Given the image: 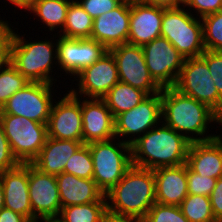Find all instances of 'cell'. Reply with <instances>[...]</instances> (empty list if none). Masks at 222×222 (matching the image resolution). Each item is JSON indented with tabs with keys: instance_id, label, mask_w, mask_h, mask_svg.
<instances>
[{
	"instance_id": "6da1fadb",
	"label": "cell",
	"mask_w": 222,
	"mask_h": 222,
	"mask_svg": "<svg viewBox=\"0 0 222 222\" xmlns=\"http://www.w3.org/2000/svg\"><path fill=\"white\" fill-rule=\"evenodd\" d=\"M161 110L162 122L189 142L209 141L220 135L217 131L216 134L207 133L212 123L222 126V119L207 105L181 93L175 87L162 89Z\"/></svg>"
},
{
	"instance_id": "7a4b0ae2",
	"label": "cell",
	"mask_w": 222,
	"mask_h": 222,
	"mask_svg": "<svg viewBox=\"0 0 222 222\" xmlns=\"http://www.w3.org/2000/svg\"><path fill=\"white\" fill-rule=\"evenodd\" d=\"M190 143L161 121L130 145L132 165L155 170L185 164Z\"/></svg>"
},
{
	"instance_id": "3957f363",
	"label": "cell",
	"mask_w": 222,
	"mask_h": 222,
	"mask_svg": "<svg viewBox=\"0 0 222 222\" xmlns=\"http://www.w3.org/2000/svg\"><path fill=\"white\" fill-rule=\"evenodd\" d=\"M105 196L108 212L143 220L156 203L154 171L132 165Z\"/></svg>"
},
{
	"instance_id": "277c9868",
	"label": "cell",
	"mask_w": 222,
	"mask_h": 222,
	"mask_svg": "<svg viewBox=\"0 0 222 222\" xmlns=\"http://www.w3.org/2000/svg\"><path fill=\"white\" fill-rule=\"evenodd\" d=\"M25 35L26 33L23 32V35H20L18 30H15L11 46V64L29 82L57 85L58 80L54 77L56 71H59V69H55L58 66L57 39H54L57 34H53L50 39L47 37L33 41H31L32 37L26 36L30 42ZM52 69L56 70L55 73Z\"/></svg>"
},
{
	"instance_id": "5b68a950",
	"label": "cell",
	"mask_w": 222,
	"mask_h": 222,
	"mask_svg": "<svg viewBox=\"0 0 222 222\" xmlns=\"http://www.w3.org/2000/svg\"><path fill=\"white\" fill-rule=\"evenodd\" d=\"M93 161V180L106 194L132 166L131 146L118 138L87 144Z\"/></svg>"
},
{
	"instance_id": "8992f818",
	"label": "cell",
	"mask_w": 222,
	"mask_h": 222,
	"mask_svg": "<svg viewBox=\"0 0 222 222\" xmlns=\"http://www.w3.org/2000/svg\"><path fill=\"white\" fill-rule=\"evenodd\" d=\"M161 37L173 44L185 59L199 57L205 51L202 20L185 6L163 8Z\"/></svg>"
},
{
	"instance_id": "52a82bcc",
	"label": "cell",
	"mask_w": 222,
	"mask_h": 222,
	"mask_svg": "<svg viewBox=\"0 0 222 222\" xmlns=\"http://www.w3.org/2000/svg\"><path fill=\"white\" fill-rule=\"evenodd\" d=\"M0 121L14 157L20 164L31 163L45 145L47 124L13 114H0Z\"/></svg>"
},
{
	"instance_id": "ba28073f",
	"label": "cell",
	"mask_w": 222,
	"mask_h": 222,
	"mask_svg": "<svg viewBox=\"0 0 222 222\" xmlns=\"http://www.w3.org/2000/svg\"><path fill=\"white\" fill-rule=\"evenodd\" d=\"M175 88L207 105L222 119V97L218 94L207 63L201 56L185 59Z\"/></svg>"
},
{
	"instance_id": "9c48e42d",
	"label": "cell",
	"mask_w": 222,
	"mask_h": 222,
	"mask_svg": "<svg viewBox=\"0 0 222 222\" xmlns=\"http://www.w3.org/2000/svg\"><path fill=\"white\" fill-rule=\"evenodd\" d=\"M55 86V84L30 82L8 99L0 114H13L47 124L57 98L55 93L57 90H53Z\"/></svg>"
},
{
	"instance_id": "30bf717a",
	"label": "cell",
	"mask_w": 222,
	"mask_h": 222,
	"mask_svg": "<svg viewBox=\"0 0 222 222\" xmlns=\"http://www.w3.org/2000/svg\"><path fill=\"white\" fill-rule=\"evenodd\" d=\"M114 121L115 137L131 145L162 121L161 93L148 95L135 108L117 115Z\"/></svg>"
},
{
	"instance_id": "8fae6325",
	"label": "cell",
	"mask_w": 222,
	"mask_h": 222,
	"mask_svg": "<svg viewBox=\"0 0 222 222\" xmlns=\"http://www.w3.org/2000/svg\"><path fill=\"white\" fill-rule=\"evenodd\" d=\"M146 66L154 81L163 89L175 87L185 58L166 38L158 37L142 46Z\"/></svg>"
},
{
	"instance_id": "7c38bea8",
	"label": "cell",
	"mask_w": 222,
	"mask_h": 222,
	"mask_svg": "<svg viewBox=\"0 0 222 222\" xmlns=\"http://www.w3.org/2000/svg\"><path fill=\"white\" fill-rule=\"evenodd\" d=\"M115 58L119 81L146 92L161 93L162 88L152 78L141 46L123 43L109 49Z\"/></svg>"
},
{
	"instance_id": "4fadbf2b",
	"label": "cell",
	"mask_w": 222,
	"mask_h": 222,
	"mask_svg": "<svg viewBox=\"0 0 222 222\" xmlns=\"http://www.w3.org/2000/svg\"><path fill=\"white\" fill-rule=\"evenodd\" d=\"M57 61L60 76L75 78L85 67L91 66L109 50L91 38L76 39L57 37ZM73 76V77H72Z\"/></svg>"
},
{
	"instance_id": "5bb4252c",
	"label": "cell",
	"mask_w": 222,
	"mask_h": 222,
	"mask_svg": "<svg viewBox=\"0 0 222 222\" xmlns=\"http://www.w3.org/2000/svg\"><path fill=\"white\" fill-rule=\"evenodd\" d=\"M28 189L32 222L59 217L62 204L55 175L43 173L28 163Z\"/></svg>"
},
{
	"instance_id": "9a60e30c",
	"label": "cell",
	"mask_w": 222,
	"mask_h": 222,
	"mask_svg": "<svg viewBox=\"0 0 222 222\" xmlns=\"http://www.w3.org/2000/svg\"><path fill=\"white\" fill-rule=\"evenodd\" d=\"M74 81L78 84L75 82L76 86L69 90L74 96L103 99L119 82L117 64L112 53L108 51L91 66L85 67L70 83Z\"/></svg>"
},
{
	"instance_id": "2e32d148",
	"label": "cell",
	"mask_w": 222,
	"mask_h": 222,
	"mask_svg": "<svg viewBox=\"0 0 222 222\" xmlns=\"http://www.w3.org/2000/svg\"><path fill=\"white\" fill-rule=\"evenodd\" d=\"M67 93L55 100L47 122L50 138L83 142L81 98Z\"/></svg>"
},
{
	"instance_id": "e0dca14e",
	"label": "cell",
	"mask_w": 222,
	"mask_h": 222,
	"mask_svg": "<svg viewBox=\"0 0 222 222\" xmlns=\"http://www.w3.org/2000/svg\"><path fill=\"white\" fill-rule=\"evenodd\" d=\"M130 22V2L122 1L116 8L93 21L91 39L104 45L108 50L127 43Z\"/></svg>"
},
{
	"instance_id": "ac0fdd59",
	"label": "cell",
	"mask_w": 222,
	"mask_h": 222,
	"mask_svg": "<svg viewBox=\"0 0 222 222\" xmlns=\"http://www.w3.org/2000/svg\"><path fill=\"white\" fill-rule=\"evenodd\" d=\"M83 143L115 138V121L103 99L81 97Z\"/></svg>"
},
{
	"instance_id": "d6986e66",
	"label": "cell",
	"mask_w": 222,
	"mask_h": 222,
	"mask_svg": "<svg viewBox=\"0 0 222 222\" xmlns=\"http://www.w3.org/2000/svg\"><path fill=\"white\" fill-rule=\"evenodd\" d=\"M163 8L143 1L130 2L127 43L144 46L161 36Z\"/></svg>"
},
{
	"instance_id": "ffe728a7",
	"label": "cell",
	"mask_w": 222,
	"mask_h": 222,
	"mask_svg": "<svg viewBox=\"0 0 222 222\" xmlns=\"http://www.w3.org/2000/svg\"><path fill=\"white\" fill-rule=\"evenodd\" d=\"M4 190V207L22 214L32 222V208L28 189V163L0 172Z\"/></svg>"
},
{
	"instance_id": "44dd1931",
	"label": "cell",
	"mask_w": 222,
	"mask_h": 222,
	"mask_svg": "<svg viewBox=\"0 0 222 222\" xmlns=\"http://www.w3.org/2000/svg\"><path fill=\"white\" fill-rule=\"evenodd\" d=\"M153 171L156 202L179 206L188 195L186 163Z\"/></svg>"
},
{
	"instance_id": "7402d4cb",
	"label": "cell",
	"mask_w": 222,
	"mask_h": 222,
	"mask_svg": "<svg viewBox=\"0 0 222 222\" xmlns=\"http://www.w3.org/2000/svg\"><path fill=\"white\" fill-rule=\"evenodd\" d=\"M222 135L204 142H191L187 154V166L201 176H222Z\"/></svg>"
},
{
	"instance_id": "603a6c76",
	"label": "cell",
	"mask_w": 222,
	"mask_h": 222,
	"mask_svg": "<svg viewBox=\"0 0 222 222\" xmlns=\"http://www.w3.org/2000/svg\"><path fill=\"white\" fill-rule=\"evenodd\" d=\"M83 142L74 140H61L47 137L45 145L38 156L31 162L38 170L50 175H59L64 172L67 161Z\"/></svg>"
},
{
	"instance_id": "cb8c5ba5",
	"label": "cell",
	"mask_w": 222,
	"mask_h": 222,
	"mask_svg": "<svg viewBox=\"0 0 222 222\" xmlns=\"http://www.w3.org/2000/svg\"><path fill=\"white\" fill-rule=\"evenodd\" d=\"M56 182L62 207L98 202L105 195L93 179L63 172L56 175Z\"/></svg>"
},
{
	"instance_id": "d4e9b609",
	"label": "cell",
	"mask_w": 222,
	"mask_h": 222,
	"mask_svg": "<svg viewBox=\"0 0 222 222\" xmlns=\"http://www.w3.org/2000/svg\"><path fill=\"white\" fill-rule=\"evenodd\" d=\"M73 0H39L28 12L36 16L48 28L47 31L59 34L66 22L67 10ZM39 18V20H38ZM56 30V32H55ZM60 30V31H59Z\"/></svg>"
},
{
	"instance_id": "484cf974",
	"label": "cell",
	"mask_w": 222,
	"mask_h": 222,
	"mask_svg": "<svg viewBox=\"0 0 222 222\" xmlns=\"http://www.w3.org/2000/svg\"><path fill=\"white\" fill-rule=\"evenodd\" d=\"M147 96L148 94L143 90L119 81L108 91L103 100L115 118L117 115L135 108Z\"/></svg>"
},
{
	"instance_id": "4316f807",
	"label": "cell",
	"mask_w": 222,
	"mask_h": 222,
	"mask_svg": "<svg viewBox=\"0 0 222 222\" xmlns=\"http://www.w3.org/2000/svg\"><path fill=\"white\" fill-rule=\"evenodd\" d=\"M94 19L73 0L67 10L66 22L58 35L66 38H90Z\"/></svg>"
},
{
	"instance_id": "83f0119b",
	"label": "cell",
	"mask_w": 222,
	"mask_h": 222,
	"mask_svg": "<svg viewBox=\"0 0 222 222\" xmlns=\"http://www.w3.org/2000/svg\"><path fill=\"white\" fill-rule=\"evenodd\" d=\"M107 212V200L104 195L98 202L62 207L58 219L61 222H102Z\"/></svg>"
},
{
	"instance_id": "f1b7e54d",
	"label": "cell",
	"mask_w": 222,
	"mask_h": 222,
	"mask_svg": "<svg viewBox=\"0 0 222 222\" xmlns=\"http://www.w3.org/2000/svg\"><path fill=\"white\" fill-rule=\"evenodd\" d=\"M179 207L189 222H217L208 196L188 194Z\"/></svg>"
},
{
	"instance_id": "f546056e",
	"label": "cell",
	"mask_w": 222,
	"mask_h": 222,
	"mask_svg": "<svg viewBox=\"0 0 222 222\" xmlns=\"http://www.w3.org/2000/svg\"><path fill=\"white\" fill-rule=\"evenodd\" d=\"M29 83L11 63L0 69V110L10 97Z\"/></svg>"
},
{
	"instance_id": "4dcf8cb0",
	"label": "cell",
	"mask_w": 222,
	"mask_h": 222,
	"mask_svg": "<svg viewBox=\"0 0 222 222\" xmlns=\"http://www.w3.org/2000/svg\"><path fill=\"white\" fill-rule=\"evenodd\" d=\"M205 50L222 51V11L201 18Z\"/></svg>"
},
{
	"instance_id": "1f68e13d",
	"label": "cell",
	"mask_w": 222,
	"mask_h": 222,
	"mask_svg": "<svg viewBox=\"0 0 222 222\" xmlns=\"http://www.w3.org/2000/svg\"><path fill=\"white\" fill-rule=\"evenodd\" d=\"M64 173H70L79 178L93 179V161L90 149L83 144L67 161Z\"/></svg>"
},
{
	"instance_id": "d6a6232c",
	"label": "cell",
	"mask_w": 222,
	"mask_h": 222,
	"mask_svg": "<svg viewBox=\"0 0 222 222\" xmlns=\"http://www.w3.org/2000/svg\"><path fill=\"white\" fill-rule=\"evenodd\" d=\"M143 222H189L179 206L155 203L147 212Z\"/></svg>"
},
{
	"instance_id": "836d02e7",
	"label": "cell",
	"mask_w": 222,
	"mask_h": 222,
	"mask_svg": "<svg viewBox=\"0 0 222 222\" xmlns=\"http://www.w3.org/2000/svg\"><path fill=\"white\" fill-rule=\"evenodd\" d=\"M188 194L210 196L217 179L201 176L192 171L186 164Z\"/></svg>"
},
{
	"instance_id": "e575fe53",
	"label": "cell",
	"mask_w": 222,
	"mask_h": 222,
	"mask_svg": "<svg viewBox=\"0 0 222 222\" xmlns=\"http://www.w3.org/2000/svg\"><path fill=\"white\" fill-rule=\"evenodd\" d=\"M15 30L8 20L0 17V69L11 63V46Z\"/></svg>"
},
{
	"instance_id": "d590c367",
	"label": "cell",
	"mask_w": 222,
	"mask_h": 222,
	"mask_svg": "<svg viewBox=\"0 0 222 222\" xmlns=\"http://www.w3.org/2000/svg\"><path fill=\"white\" fill-rule=\"evenodd\" d=\"M201 57L206 61L218 94L222 97V51L205 50Z\"/></svg>"
},
{
	"instance_id": "8d00e7d4",
	"label": "cell",
	"mask_w": 222,
	"mask_h": 222,
	"mask_svg": "<svg viewBox=\"0 0 222 222\" xmlns=\"http://www.w3.org/2000/svg\"><path fill=\"white\" fill-rule=\"evenodd\" d=\"M184 6L195 17L202 18L206 15L222 11V0H188Z\"/></svg>"
},
{
	"instance_id": "74e56055",
	"label": "cell",
	"mask_w": 222,
	"mask_h": 222,
	"mask_svg": "<svg viewBox=\"0 0 222 222\" xmlns=\"http://www.w3.org/2000/svg\"><path fill=\"white\" fill-rule=\"evenodd\" d=\"M93 19L116 8L123 0H76Z\"/></svg>"
},
{
	"instance_id": "f35d334b",
	"label": "cell",
	"mask_w": 222,
	"mask_h": 222,
	"mask_svg": "<svg viewBox=\"0 0 222 222\" xmlns=\"http://www.w3.org/2000/svg\"><path fill=\"white\" fill-rule=\"evenodd\" d=\"M20 163L12 154L9 141L0 121V172L16 168Z\"/></svg>"
},
{
	"instance_id": "ab89813d",
	"label": "cell",
	"mask_w": 222,
	"mask_h": 222,
	"mask_svg": "<svg viewBox=\"0 0 222 222\" xmlns=\"http://www.w3.org/2000/svg\"><path fill=\"white\" fill-rule=\"evenodd\" d=\"M209 198L215 220L222 222V176L217 179L216 185Z\"/></svg>"
},
{
	"instance_id": "60d3db41",
	"label": "cell",
	"mask_w": 222,
	"mask_h": 222,
	"mask_svg": "<svg viewBox=\"0 0 222 222\" xmlns=\"http://www.w3.org/2000/svg\"><path fill=\"white\" fill-rule=\"evenodd\" d=\"M0 222H31V221L22 214H19L4 207L0 211Z\"/></svg>"
},
{
	"instance_id": "b9f144b4",
	"label": "cell",
	"mask_w": 222,
	"mask_h": 222,
	"mask_svg": "<svg viewBox=\"0 0 222 222\" xmlns=\"http://www.w3.org/2000/svg\"><path fill=\"white\" fill-rule=\"evenodd\" d=\"M143 2L165 9L180 8L185 4L182 0H143Z\"/></svg>"
},
{
	"instance_id": "7bdbcfd3",
	"label": "cell",
	"mask_w": 222,
	"mask_h": 222,
	"mask_svg": "<svg viewBox=\"0 0 222 222\" xmlns=\"http://www.w3.org/2000/svg\"><path fill=\"white\" fill-rule=\"evenodd\" d=\"M102 222H143V220L133 217H126L106 212L102 218Z\"/></svg>"
},
{
	"instance_id": "ee69618b",
	"label": "cell",
	"mask_w": 222,
	"mask_h": 222,
	"mask_svg": "<svg viewBox=\"0 0 222 222\" xmlns=\"http://www.w3.org/2000/svg\"><path fill=\"white\" fill-rule=\"evenodd\" d=\"M39 0H7L5 1L15 6V9L24 10L28 14L29 11ZM20 8V9H19Z\"/></svg>"
},
{
	"instance_id": "f6af8a7d",
	"label": "cell",
	"mask_w": 222,
	"mask_h": 222,
	"mask_svg": "<svg viewBox=\"0 0 222 222\" xmlns=\"http://www.w3.org/2000/svg\"><path fill=\"white\" fill-rule=\"evenodd\" d=\"M4 208V190L0 179V211Z\"/></svg>"
},
{
	"instance_id": "bcb514c9",
	"label": "cell",
	"mask_w": 222,
	"mask_h": 222,
	"mask_svg": "<svg viewBox=\"0 0 222 222\" xmlns=\"http://www.w3.org/2000/svg\"><path fill=\"white\" fill-rule=\"evenodd\" d=\"M42 222H61L58 218H52V219H47L45 221Z\"/></svg>"
},
{
	"instance_id": "7dc6e473",
	"label": "cell",
	"mask_w": 222,
	"mask_h": 222,
	"mask_svg": "<svg viewBox=\"0 0 222 222\" xmlns=\"http://www.w3.org/2000/svg\"><path fill=\"white\" fill-rule=\"evenodd\" d=\"M123 1L138 2V1H143V0H123Z\"/></svg>"
}]
</instances>
